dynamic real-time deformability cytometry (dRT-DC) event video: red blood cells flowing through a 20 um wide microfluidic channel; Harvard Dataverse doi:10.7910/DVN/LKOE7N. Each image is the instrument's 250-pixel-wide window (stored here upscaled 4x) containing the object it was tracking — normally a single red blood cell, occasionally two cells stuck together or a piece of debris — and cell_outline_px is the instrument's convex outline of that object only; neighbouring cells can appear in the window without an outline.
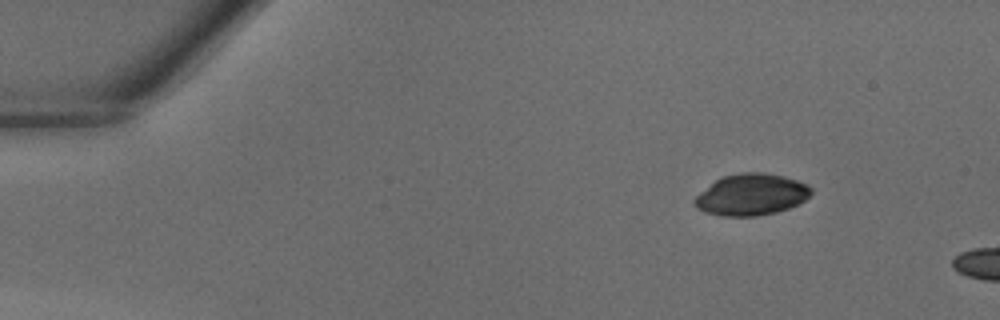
{"species": "common noctule bat (a hibernating species)", "species_latin": "Nyctalus noctula", "temperature_condition": "warm", "stored_images_in_passage": 4, "camera_frame_rate_fps": 3000, "um_per_image_px": 0.085, "animal": {"sex": "male", "body_mass_g": 18.8}, "frame": {"image": 1, "passage_image": 1, "time_ms": 0.0, "image_size_px": [1000, 320], "cell_outline_px": [[812, 192], [804, 200], [788, 208], [776, 212], [756, 216], [720, 216], [704, 212], [696, 208], [692, 204], [692, 200], [700, 192], [716, 180], [724, 176], [740, 172], [764, 172], [784, 176], [808, 184], [812, 188]], "centroid_in_image_um": [63.83, 16.54], "position_along_channel_um": 21.2, "area_um2": 28.26}}